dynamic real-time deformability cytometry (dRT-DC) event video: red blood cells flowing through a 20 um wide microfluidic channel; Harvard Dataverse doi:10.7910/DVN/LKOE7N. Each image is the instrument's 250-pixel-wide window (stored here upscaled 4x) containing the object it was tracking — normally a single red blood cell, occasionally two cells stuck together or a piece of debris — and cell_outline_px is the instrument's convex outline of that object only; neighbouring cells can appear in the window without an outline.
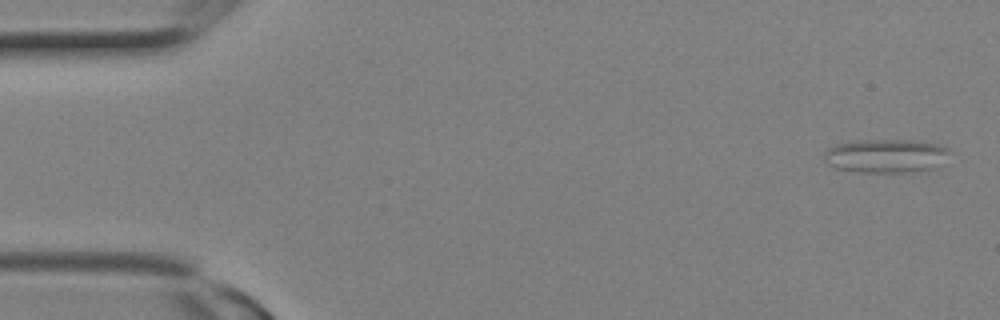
{"species": "Egyptian fruit bat (a non-hibernating species)", "species_latin": "Rousettus aegyptiacus", "temperature_condition": "room temperature", "stored_images_in_passage": 25, "camera_frame_rate_fps": 3000, "um_per_image_px": 0.085, "animal": {"sex": "female"}, "frame": {"image": 1, "passage_image": 1, "time_ms": 0.0, "image_size_px": [1000, 320], "cell_outline_px": [[952, 152], [936, 168], [920, 172], [860, 172], [836, 168], [828, 164], [824, 160], [824, 152], [828, 148], [836, 144], [860, 140], [908, 140], [936, 144], [948, 148]], "centroid_in_image_um": [75.32, 13.26], "position_along_channel_um": 9.7, "area_um2": 24.8}}
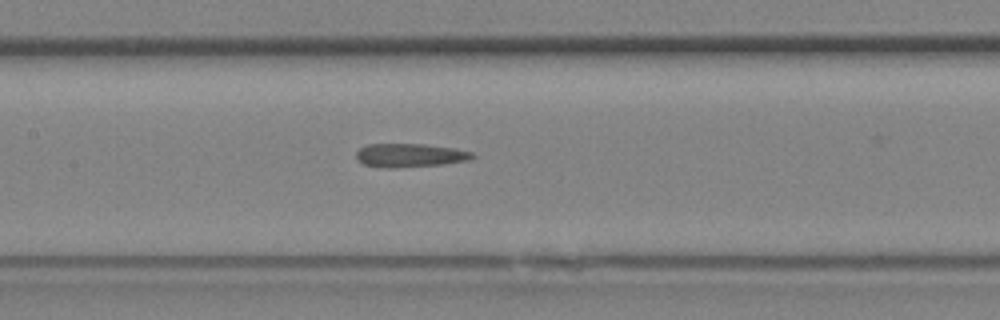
{"frame": {"image": 2, "passage_image": 12, "time_ms": 3.667, "image_size_px": [1000, 320], "cell_outline_px": [[476, 156], [472, 160], [444, 164], [392, 168], [388, 168], [364, 164], [356, 160], [356, 152], [360, 148], [368, 144], [424, 144], [456, 148], [472, 152]], "centroid_in_image_um": [34.88, 13.2], "position_along_channel_um": 172.5, "area_um2": 16.13}}
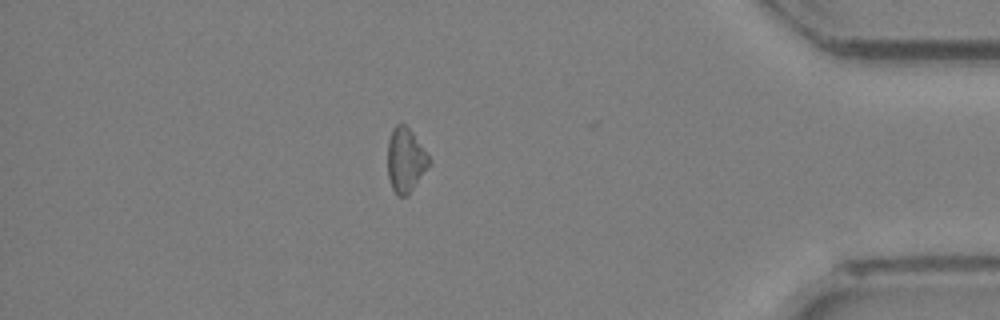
{"frame": {"image": 3, "passage_image": 22, "time_ms": 7.0, "image_size_px": [1000, 320], "cell_outline_px": [[432, 164], [408, 196], [396, 196], [392, 188], [388, 176], [388, 140], [392, 128], [396, 124], [404, 124], [412, 132], [432, 160]], "centroid_in_image_um": [34.49, 13.64], "position_along_channel_um": 400.7, "area_um2": 15.84}}